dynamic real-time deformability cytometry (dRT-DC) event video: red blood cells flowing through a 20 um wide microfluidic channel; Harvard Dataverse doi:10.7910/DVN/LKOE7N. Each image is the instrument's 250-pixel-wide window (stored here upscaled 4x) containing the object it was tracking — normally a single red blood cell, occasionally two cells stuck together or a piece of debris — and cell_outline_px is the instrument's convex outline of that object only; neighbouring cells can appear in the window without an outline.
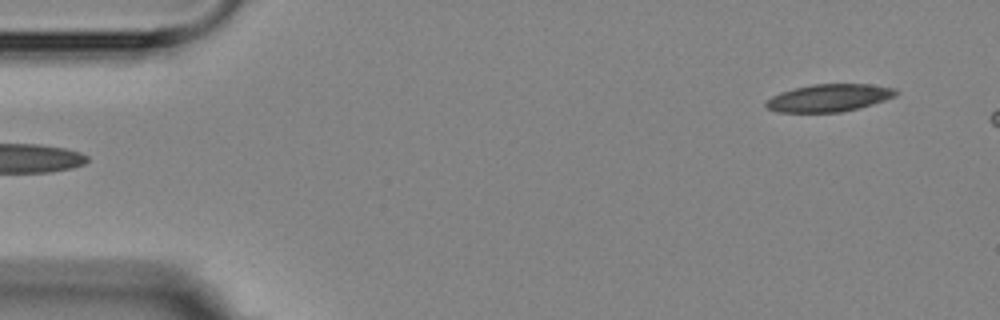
{"species": "Egyptian fruit bat (a non-hibernating species)", "species_latin": "Rousettus aegyptiacus", "temperature_condition": "room temperature", "stored_images_in_passage": 3, "segment_of_instrument_passage": [2, 2], "camera_frame_rate_fps": 3000, "um_per_image_px": 0.085, "animal": {"sex": "female"}, "frame": {"image": 1, "passage_image": 3, "time_ms": 4.0, "image_size_px": [1000, 320], "cell_outline_px": [[900, 92], [896, 96], [860, 108], [840, 112], [776, 112], [768, 108], [764, 104], [764, 100], [780, 92], [812, 84], [868, 84], [896, 88]], "centroid_in_image_um": [70.47, 8.32], "position_along_channel_um": 14.5, "area_um2": 20.92}}